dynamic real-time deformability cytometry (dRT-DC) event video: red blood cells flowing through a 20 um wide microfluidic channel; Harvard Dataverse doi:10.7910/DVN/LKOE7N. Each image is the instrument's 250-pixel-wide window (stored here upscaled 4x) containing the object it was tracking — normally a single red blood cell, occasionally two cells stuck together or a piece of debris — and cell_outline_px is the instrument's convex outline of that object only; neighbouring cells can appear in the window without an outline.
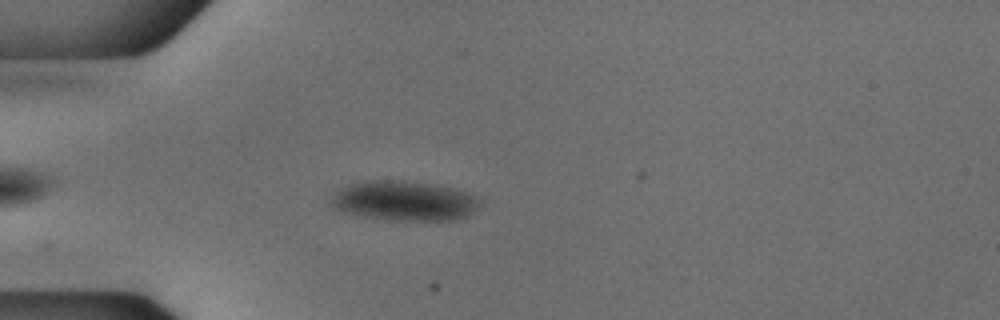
{"species": "common noctule bat (a hibernating species)", "species_latin": "Nyctalus noctula", "temperature_condition": "cold", "stored_images_in_passage": 33, "camera_frame_rate_fps": 3000, "um_per_image_px": 0.085, "animal": {"sex": "male", "body_mass_g": 18.8}, "frame": {"image": 1, "passage_image": 6, "time_ms": 1.667, "image_size_px": [1000, 320], "cell_outline_px": [[480, 204], [472, 212], [456, 220], [388, 220], [364, 216], [344, 212], [336, 208], [328, 200], [340, 188], [348, 184], [360, 180], [404, 180], [432, 184], [452, 188], [480, 196]], "centroid_in_image_um": [34.34, 17.05], "position_along_channel_um": 50.7, "area_um2": 34.62}}
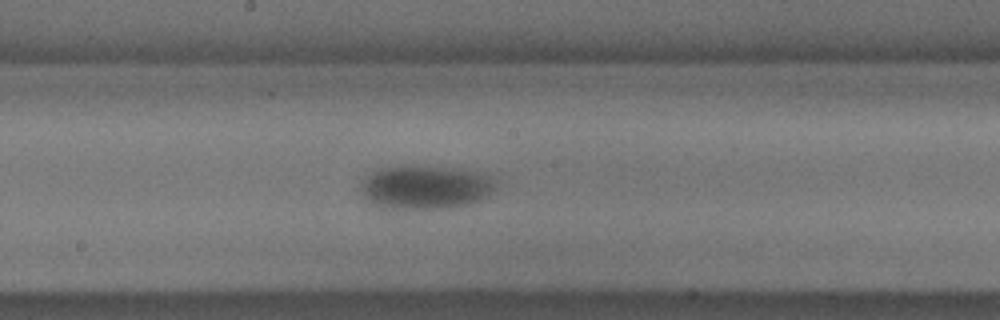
{"frame": {"image": 2, "passage_image": 20, "time_ms": 6.333, "image_size_px": [1000, 320], "cell_outline_px": [[496, 188], [492, 192], [480, 200], [472, 204], [452, 208], [380, 208], [372, 204], [364, 196], [360, 188], [364, 180], [372, 172], [380, 168], [400, 164], [412, 164], [452, 168], [476, 172], [492, 176], [496, 180]], "centroid_in_image_um": [36.17, 15.9], "position_along_channel_um": 212.0, "area_um2": 34.91}}
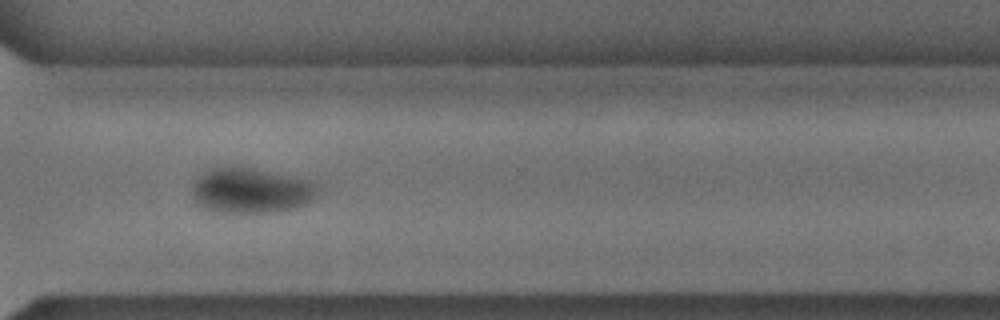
{"frame": {"image": 3, "passage_image": 31, "time_ms": 10.0, "image_size_px": [1000, 320], "cell_outline_px": [[320, 192], [312, 200], [296, 208], [268, 212], [220, 212], [196, 204], [192, 196], [192, 188], [196, 180], [204, 172], [212, 168], [252, 168], [312, 180], [320, 184]], "centroid_in_image_um": [21.4, 16.2], "position_along_channel_um": 349.2, "area_um2": 32.95}}